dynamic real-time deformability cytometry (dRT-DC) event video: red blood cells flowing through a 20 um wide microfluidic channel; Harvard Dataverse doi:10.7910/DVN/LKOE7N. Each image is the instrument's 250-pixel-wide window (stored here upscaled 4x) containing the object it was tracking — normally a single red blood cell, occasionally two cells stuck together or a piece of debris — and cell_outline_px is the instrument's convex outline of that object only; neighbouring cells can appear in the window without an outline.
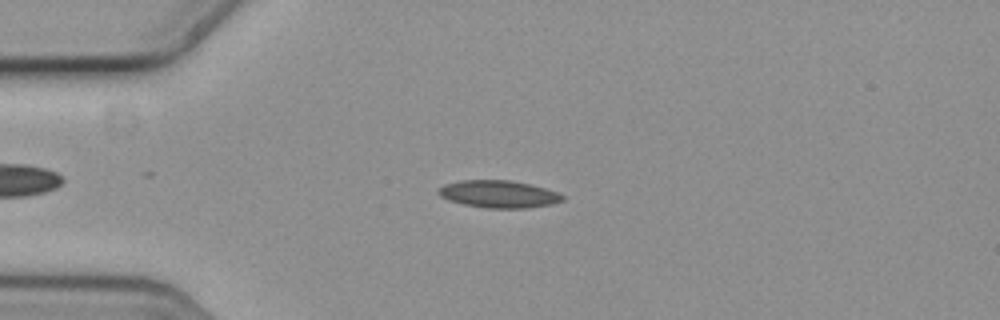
{"species": "common noctule bat (a hibernating species)", "species_latin": "Nyctalus noctula", "temperature_condition": "cold", "stored_images_in_passage": 46, "camera_frame_rate_fps": 3000, "um_per_image_px": 0.085, "animal": {"sex": "female", "body_mass_g": 19.3, "forearm_length_mm": 54.1}, "frame": {"image": 1, "passage_image": 3, "time_ms": 0.667, "image_size_px": [1000, 320], "cell_outline_px": [[564, 200], [552, 204], [528, 208], [484, 208], [464, 204], [448, 200], [440, 196], [436, 192], [444, 184], [460, 180], [512, 180], [544, 188], [556, 192], [564, 196]], "centroid_in_image_um": [42.36, 16.5], "position_along_channel_um": 42.6, "area_um2": 19.77}}
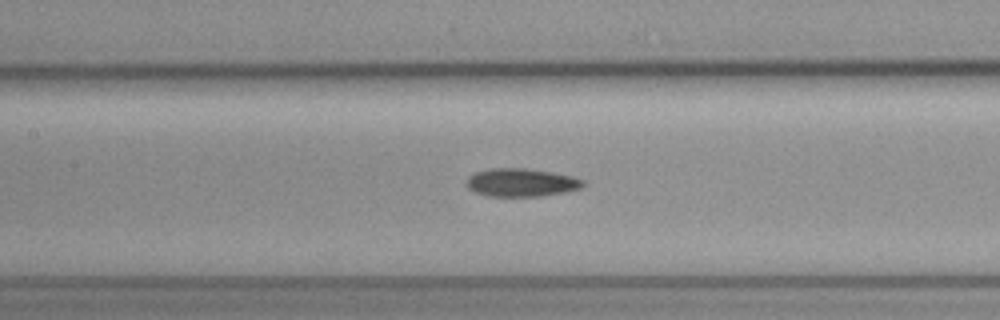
{"frame": {"image": 2, "passage_image": 15, "time_ms": 4.667, "image_size_px": [1000, 320], "cell_outline_px": [[584, 184], [580, 188], [564, 192], [540, 196], [488, 196], [476, 192], [468, 188], [468, 176], [476, 172], [492, 168], [524, 168], [552, 172], [572, 176], [584, 180]], "centroid_in_image_um": [44.32, 15.51], "position_along_channel_um": 163.1, "area_um2": 18.9}}
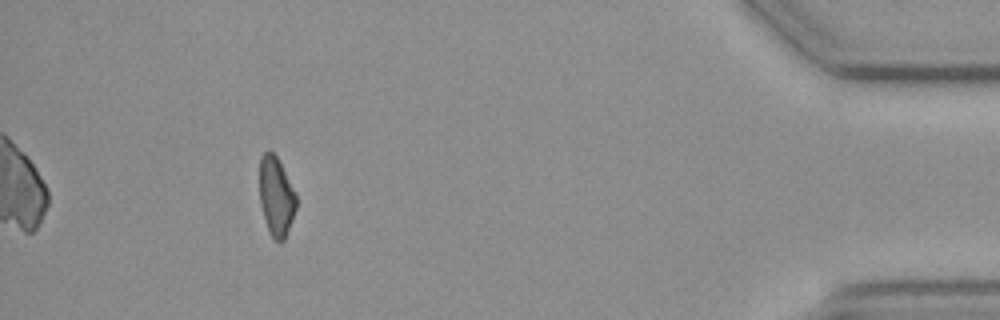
{"frame": {"image": 3, "passage_image": 41, "time_ms": 13.333, "image_size_px": [1000, 320], "cell_outline_px": [[296, 208], [292, 220], [284, 240], [280, 244], [272, 236], [268, 228], [260, 204], [260, 156], [268, 148], [276, 156], [296, 192]], "centroid_in_image_um": [23.48, 16.67], "position_along_channel_um": 411.7, "area_um2": 16.82}}